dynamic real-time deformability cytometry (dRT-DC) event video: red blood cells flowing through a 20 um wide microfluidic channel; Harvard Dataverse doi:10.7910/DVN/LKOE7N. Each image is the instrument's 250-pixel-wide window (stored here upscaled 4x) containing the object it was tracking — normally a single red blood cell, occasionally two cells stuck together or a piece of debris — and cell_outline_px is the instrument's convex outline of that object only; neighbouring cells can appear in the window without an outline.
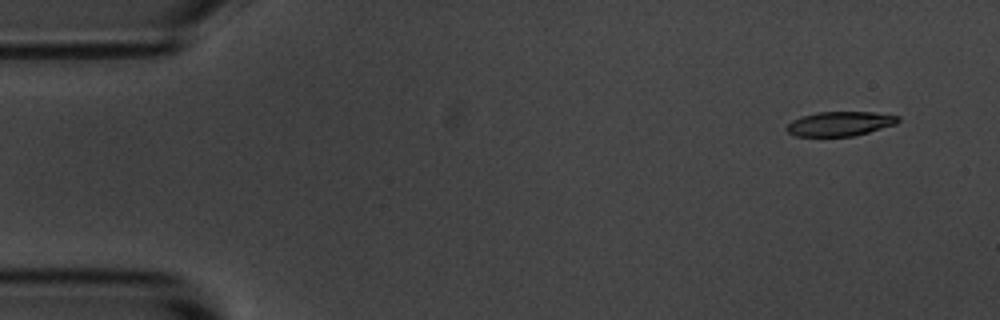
{"species": "common noctule bat (a hibernating species)", "species_latin": "Nyctalus noctula", "temperature_condition": "room temperature", "stored_images_in_passage": 4, "segment_of_instrument_passage": [2, 2], "camera_frame_rate_fps": 3000, "um_per_image_px": 0.085, "animal": {"sex": "male", "body_mass_g": 20.1, "forearm_length_mm": 53.5}, "frame": {"image": 1, "passage_image": 4, "time_ms": 4.333, "image_size_px": [1000, 320], "cell_outline_px": [[900, 120], [896, 124], [868, 132], [852, 136], [796, 136], [788, 132], [784, 128], [792, 120], [800, 116], [816, 112], [872, 112], [900, 116]], "centroid_in_image_um": [71.37, 10.51], "position_along_channel_um": 13.6, "area_um2": 15.9}}